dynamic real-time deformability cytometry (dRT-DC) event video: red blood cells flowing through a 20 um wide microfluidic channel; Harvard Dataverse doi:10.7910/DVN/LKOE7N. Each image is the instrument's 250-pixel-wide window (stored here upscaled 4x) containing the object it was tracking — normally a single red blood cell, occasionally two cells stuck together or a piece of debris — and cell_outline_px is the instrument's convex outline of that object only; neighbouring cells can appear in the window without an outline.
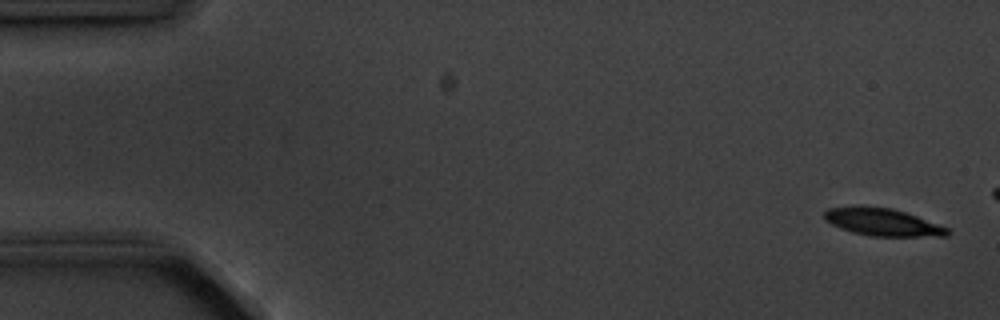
{"species": "common noctule bat (a hibernating species)", "species_latin": "Nyctalus noctula", "temperature_condition": "cold", "stored_images_in_passage": 4, "camera_frame_rate_fps": 3000, "um_per_image_px": 0.085, "animal": {"sex": "male", "body_mass_g": 20.1, "forearm_length_mm": 53.5}, "frame": {"image": 1, "passage_image": 1, "time_ms": 0.0, "image_size_px": [1000, 320], "cell_outline_px": [[952, 232], [948, 236], [872, 236], [852, 232], [840, 228], [824, 220], [824, 212], [828, 208], [860, 204], [892, 208], [916, 216], [948, 228]], "centroid_in_image_um": [74.97, 18.86], "position_along_channel_um": 10.0, "area_um2": 19.94}}